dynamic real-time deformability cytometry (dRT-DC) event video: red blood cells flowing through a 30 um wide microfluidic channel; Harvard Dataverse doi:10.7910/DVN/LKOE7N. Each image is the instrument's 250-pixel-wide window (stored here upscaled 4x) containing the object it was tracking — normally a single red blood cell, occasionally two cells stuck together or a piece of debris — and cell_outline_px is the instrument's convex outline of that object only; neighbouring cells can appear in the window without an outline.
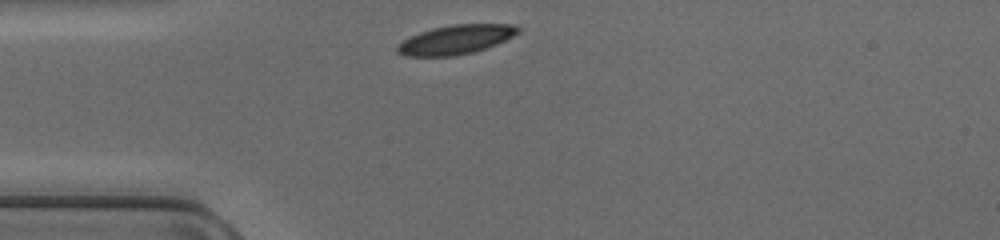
{"species": "common noctule bat (a hibernating species)", "species_latin": "Nyctalus noctula", "temperature_condition": "cold", "stored_images_in_passage": 28, "camera_frame_rate_fps": 3000, "um_per_image_px": 0.085, "animal": {"sex": "female", "body_mass_g": 17.0, "forearm_length_mm": 48.0}, "frame": {"image": 1, "passage_image": 1, "time_ms": 0.0, "image_size_px": [1000, 240], "cell_outline_px": [[520, 32], [496, 44], [472, 52], [452, 56], [404, 56], [396, 52], [396, 48], [404, 40], [420, 32], [432, 28], [452, 24], [512, 24], [520, 28]], "centroid_in_image_um": [38.74, 3.36], "position_along_channel_um": 46.3, "area_um2": 20.29}}
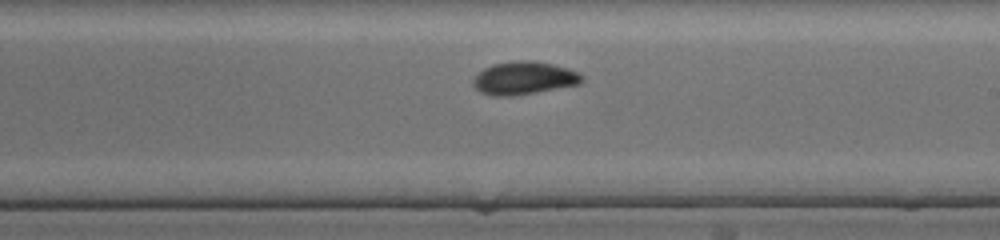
{"frame": {"image": 2, "passage_image": 16, "time_ms": 5.0, "image_size_px": [1000, 240], "cell_outline_px": [[584, 80], [580, 84], [536, 92], [512, 96], [492, 96], [480, 92], [472, 84], [472, 80], [484, 68], [492, 64], [512, 60], [532, 60], [552, 64], [568, 68], [584, 76]], "centroid_in_image_um": [44.53, 6.63], "position_along_channel_um": 244.5, "area_um2": 20.98}}
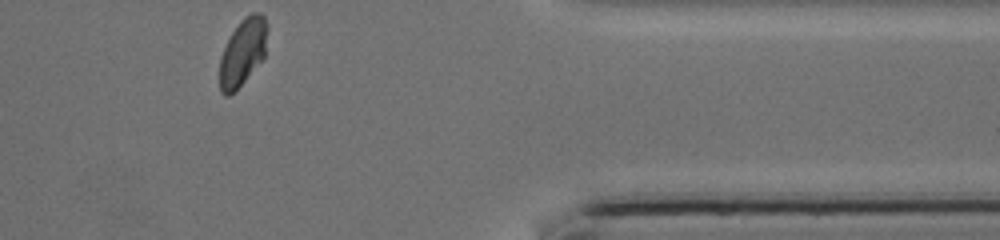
{"frame": {"image": 3, "passage_image": 28, "time_ms": 9.0, "image_size_px": [1000, 240], "cell_outline_px": [[268, 28], [264, 56], [236, 92], [228, 96], [224, 96], [220, 92], [220, 60], [224, 48], [232, 32], [240, 20], [244, 16], [252, 12], [260, 12], [264, 16], [268, 24]], "centroid_in_image_um": [20.64, 4.43], "position_along_channel_um": 390.8, "area_um2": 18.73}}